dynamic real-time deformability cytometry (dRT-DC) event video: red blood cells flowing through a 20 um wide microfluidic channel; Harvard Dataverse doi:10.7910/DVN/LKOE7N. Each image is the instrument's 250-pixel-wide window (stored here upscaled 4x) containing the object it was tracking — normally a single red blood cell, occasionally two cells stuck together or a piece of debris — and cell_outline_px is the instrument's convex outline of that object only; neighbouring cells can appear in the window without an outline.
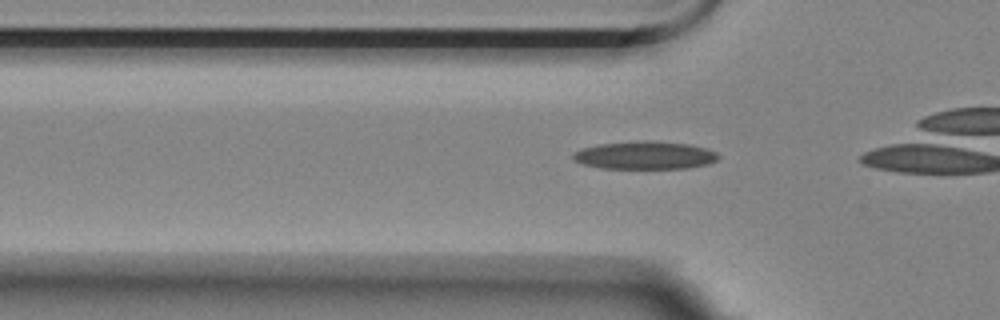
{"species": "Egyptian fruit bat (a non-hibernating species)", "species_latin": "Rousettus aegyptiacus", "temperature_condition": "room temperature", "stored_images_in_passage": 30, "camera_frame_rate_fps": 3000, "um_per_image_px": 0.085, "animal": {"sex": "female"}, "frame": {"image": 1, "passage_image": 3, "time_ms": 0.667, "image_size_px": [1000, 320], "cell_outline_px": [[720, 156], [716, 160], [708, 164], [688, 168], [600, 168], [584, 164], [572, 160], [572, 156], [580, 148], [600, 144], [688, 144], [708, 148], [716, 152]], "centroid_in_image_um": [54.83, 13.26], "position_along_channel_um": 71.0, "area_um2": 22.31}}
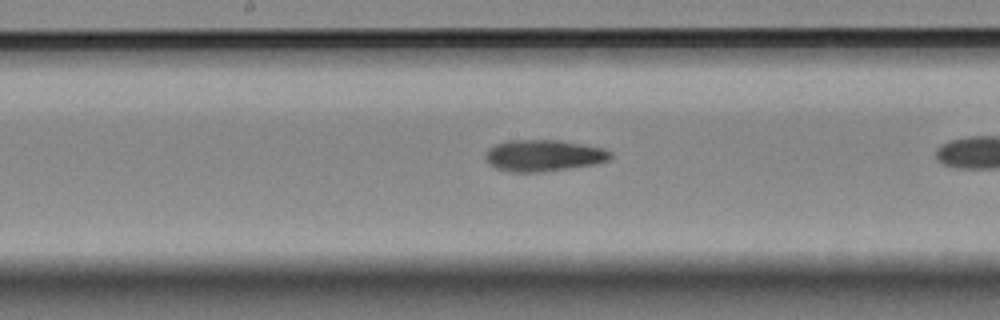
{"frame": {"image": 2, "passage_image": 14, "time_ms": 4.333, "image_size_px": [1000, 320], "cell_outline_px": [[612, 156], [608, 160], [596, 164], [540, 172], [508, 172], [496, 168], [488, 164], [484, 160], [484, 152], [488, 148], [496, 144], [508, 140], [560, 140], [604, 148], [612, 152]], "centroid_in_image_um": [46.16, 13.22], "position_along_channel_um": 202.0, "area_um2": 23.24}}
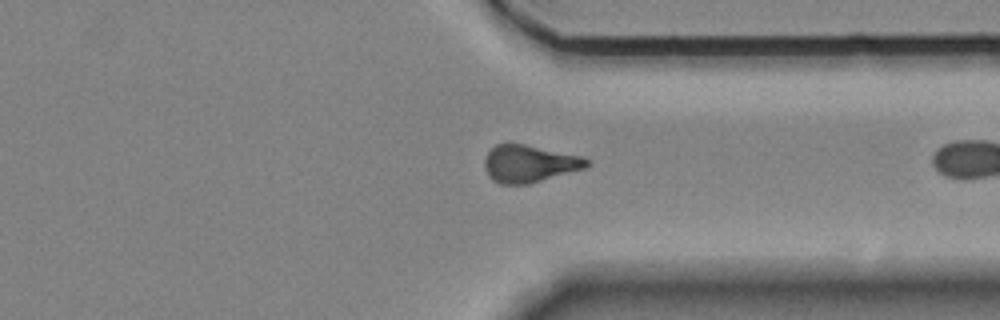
{"frame": {"image": 3, "passage_image": 28, "time_ms": 9.0, "image_size_px": [1000, 320], "cell_outline_px": [[592, 164], [584, 168], [528, 184], [500, 184], [492, 180], [488, 176], [484, 168], [484, 160], [488, 152], [496, 144], [508, 140], [580, 156], [592, 160]], "centroid_in_image_um": [44.95, 13.88], "position_along_channel_um": 366.4, "area_um2": 22.6}}